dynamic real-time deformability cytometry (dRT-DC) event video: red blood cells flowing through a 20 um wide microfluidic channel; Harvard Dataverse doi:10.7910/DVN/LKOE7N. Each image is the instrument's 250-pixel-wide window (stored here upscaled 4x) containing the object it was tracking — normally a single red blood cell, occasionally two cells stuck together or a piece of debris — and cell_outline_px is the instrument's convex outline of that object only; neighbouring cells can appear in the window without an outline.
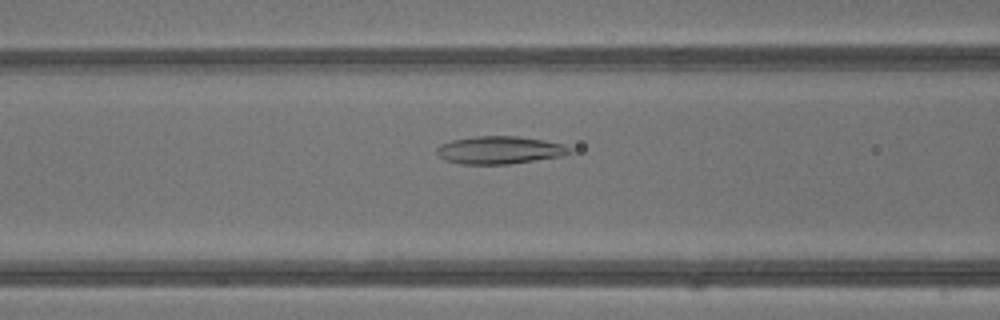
{"species": "common noctule bat (a hibernating species)", "species_latin": "Nyctalus noctula", "temperature_condition": "warm", "stored_images_in_passage": 30, "camera_frame_rate_fps": 3000, "um_per_image_px": 0.085, "animal": {"sex": "male", "body_mass_g": 13.3}, "frame": {"image": 1, "passage_image": 5, "time_ms": 1.333, "image_size_px": [1000, 320], "cell_outline_px": [[572, 152], [560, 156], [508, 164], [460, 164], [444, 160], [436, 152], [436, 148], [440, 144], [452, 140], [472, 136], [516, 136], [544, 140], [564, 144], [572, 148]], "centroid_in_image_um": [42.44, 12.75], "position_along_channel_um": 124.2, "area_um2": 21.5}}
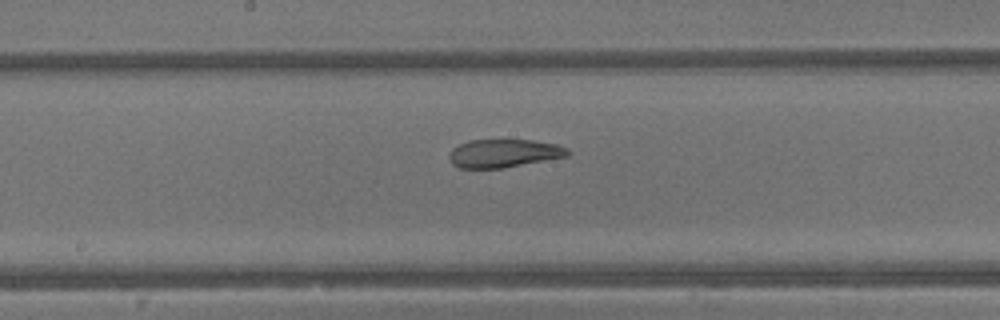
{"frame": {"image": 2, "passage_image": 10, "time_ms": 3.0, "image_size_px": [1000, 320], "cell_outline_px": [[572, 152], [568, 156], [500, 168], [460, 168], [452, 164], [448, 156], [452, 148], [468, 140], [532, 140], [556, 144], [568, 148]], "centroid_in_image_um": [42.82, 13.02], "position_along_channel_um": 205.4, "area_um2": 19.42}}
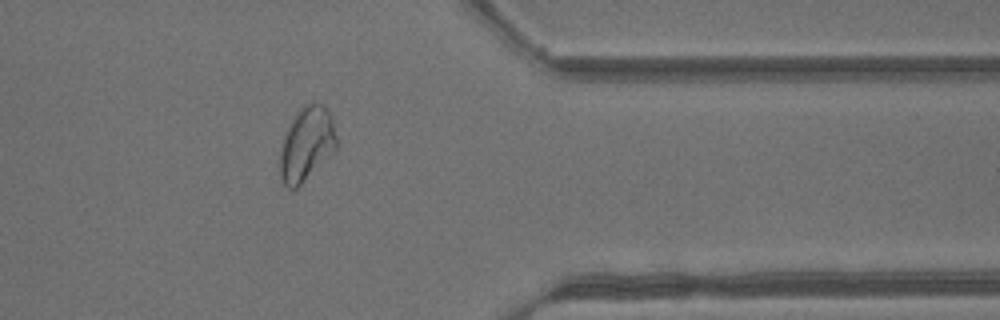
{"frame": {"image": 3, "passage_image": 22, "time_ms": 7.0, "image_size_px": [1000, 320], "cell_outline_px": [[336, 148], [296, 188], [288, 188], [284, 184], [280, 176], [280, 156], [284, 136], [296, 112], [304, 104], [324, 104], [332, 120], [336, 136]], "centroid_in_image_um": [26.04, 12.22], "position_along_channel_um": 385.4, "area_um2": 23.58}, "authors_computed_cell_mechanics": {"area_um2": 21.9351, "velocity_mm_per_s": 4.8615, "shape_relaxation_time_tau1_ms": null, "shape_relaxation_time_tau2_ms": 0.9617, "deformation_change_tau1": null, "deformation_change_tau2": 0.0662}}